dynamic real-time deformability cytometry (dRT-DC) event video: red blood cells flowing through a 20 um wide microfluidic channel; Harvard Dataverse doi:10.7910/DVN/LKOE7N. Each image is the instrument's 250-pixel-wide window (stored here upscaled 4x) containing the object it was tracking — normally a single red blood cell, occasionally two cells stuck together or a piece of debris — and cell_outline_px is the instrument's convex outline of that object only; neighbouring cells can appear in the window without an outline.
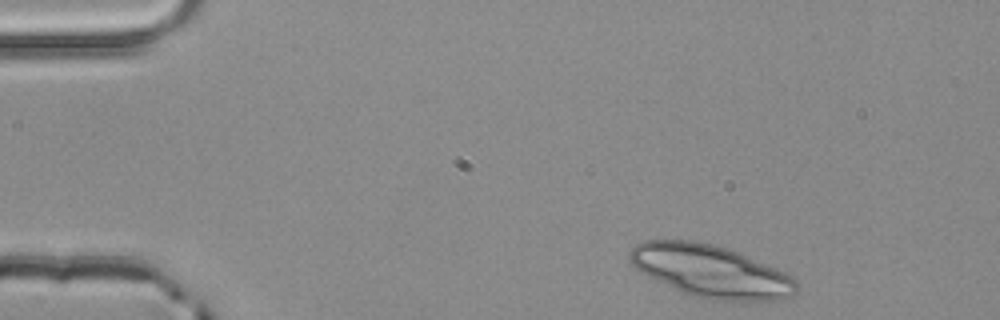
{"species": "common noctule bat (a hibernating species)", "species_latin": "Nyctalus noctula", "temperature_condition": "room temperature", "stored_images_in_passage": 3, "segment_of_instrument_passage": [1, 2], "camera_frame_rate_fps": 3000, "um_per_image_px": 0.085, "animal": {"sex": "male", "body_mass_g": 20.4}, "frame": {"image": 1, "passage_image": 1, "time_ms": 0.0, "image_size_px": [1000, 320], "cell_outline_px": [[796, 292], [792, 296], [780, 300], [712, 300], [692, 296], [680, 292], [640, 272], [628, 260], [628, 252], [636, 244], [644, 240], [692, 240], [712, 244], [728, 248], [776, 268], [792, 276], [796, 280]], "centroid_in_image_um": [60.38, 23.04], "position_along_channel_um": 24.6, "area_um2": 50.92}}